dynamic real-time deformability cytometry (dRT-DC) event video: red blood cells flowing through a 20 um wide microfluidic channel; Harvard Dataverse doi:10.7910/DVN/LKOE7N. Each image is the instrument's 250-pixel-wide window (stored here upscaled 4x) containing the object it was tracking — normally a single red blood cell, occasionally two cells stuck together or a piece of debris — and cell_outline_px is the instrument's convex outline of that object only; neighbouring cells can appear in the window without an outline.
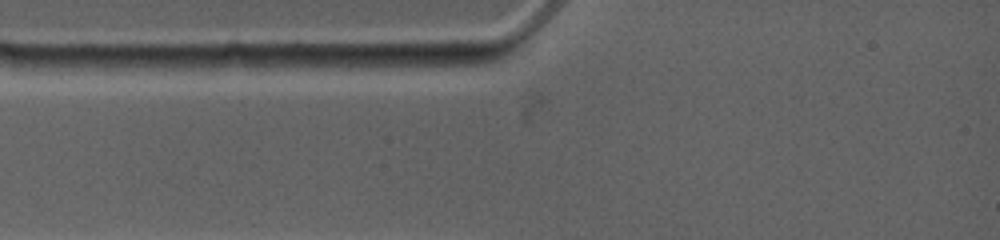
{"species": "common noctule bat (a hibernating species)", "species_latin": "Nyctalus noctula", "temperature_condition": "warm", "stored_images_in_passage": 3, "camera_frame_rate_fps": 4500, "um_per_image_px": 0.085, "animal": {"sex": "female", "body_mass_g": 19.0, "forearm_length_mm": 53.3}, "frame": {"image": 1, "passage_image": 1, "time_ms": 0.0, "image_size_px": [1000, 240], "cell_outline_px": [[400, 68], [396, 72], [308, 72], [284, 64], [300, 56], [384, 56], [400, 64]], "centroid_in_image_um": [29.3, 5.45], "position_along_channel_um": 55.7, "area_um2": 11.73}}